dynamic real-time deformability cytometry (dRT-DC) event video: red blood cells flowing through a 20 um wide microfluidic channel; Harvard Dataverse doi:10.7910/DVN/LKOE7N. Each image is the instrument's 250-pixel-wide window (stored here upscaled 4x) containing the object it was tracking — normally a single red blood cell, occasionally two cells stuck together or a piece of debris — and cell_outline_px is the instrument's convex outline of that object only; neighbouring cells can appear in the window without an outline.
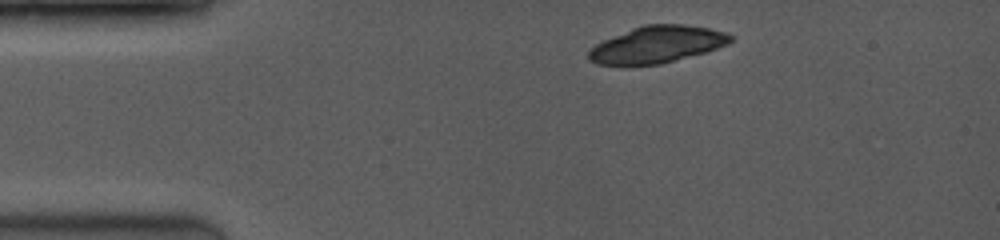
{"species": "common noctule bat (a hibernating species)", "species_latin": "Nyctalus noctula", "temperature_condition": "room temperature", "stored_images_in_passage": 2, "camera_frame_rate_fps": 3500, "um_per_image_px": 0.085, "animal": {"sex": "female", "body_mass_g": 19.0, "forearm_length_mm": 53.3}, "frame": {"image": 1, "passage_image": 1, "time_ms": 0.0, "image_size_px": [1000, 240], "cell_outline_px": [[732, 40], [728, 44], [708, 52], [660, 64], [596, 64], [588, 60], [588, 52], [596, 44], [604, 40], [632, 28], [644, 24], [680, 24], [708, 28], [728, 32], [732, 36]], "centroid_in_image_um": [55.89, 3.78], "position_along_channel_um": 29.1, "area_um2": 30.29}}